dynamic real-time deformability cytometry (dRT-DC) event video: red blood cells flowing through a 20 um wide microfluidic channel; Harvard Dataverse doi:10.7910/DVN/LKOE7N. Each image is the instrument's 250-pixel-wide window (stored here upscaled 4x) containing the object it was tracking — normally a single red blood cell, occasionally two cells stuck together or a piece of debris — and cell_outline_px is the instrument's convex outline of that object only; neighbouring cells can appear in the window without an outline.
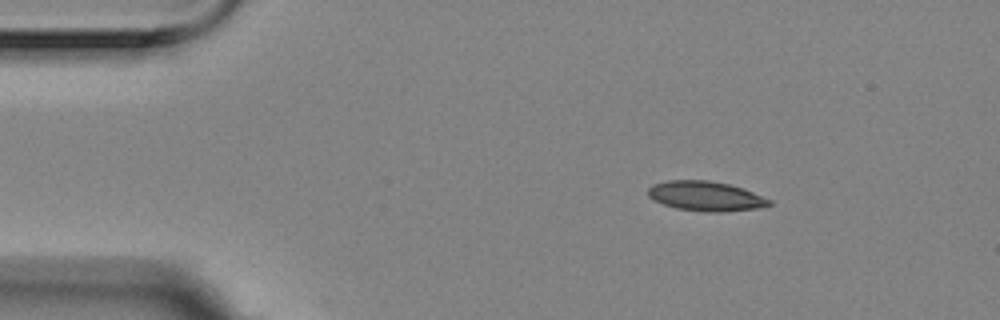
{"species": "Egyptian fruit bat (a non-hibernating species)", "species_latin": "Rousettus aegyptiacus", "temperature_condition": "room temperature", "stored_images_in_passage": 3, "camera_frame_rate_fps": 3000, "um_per_image_px": 0.085, "animal": {"sex": "female"}, "frame": {"image": 1, "passage_image": 2, "time_ms": 0.333, "image_size_px": [1000, 320], "cell_outline_px": [[772, 204], [760, 208], [720, 212], [708, 212], [676, 208], [652, 200], [648, 196], [648, 188], [652, 184], [668, 180], [708, 180], [728, 184], [744, 188], [772, 200]], "centroid_in_image_um": [59.99, 16.67], "position_along_channel_um": 25.0, "area_um2": 21.1}}